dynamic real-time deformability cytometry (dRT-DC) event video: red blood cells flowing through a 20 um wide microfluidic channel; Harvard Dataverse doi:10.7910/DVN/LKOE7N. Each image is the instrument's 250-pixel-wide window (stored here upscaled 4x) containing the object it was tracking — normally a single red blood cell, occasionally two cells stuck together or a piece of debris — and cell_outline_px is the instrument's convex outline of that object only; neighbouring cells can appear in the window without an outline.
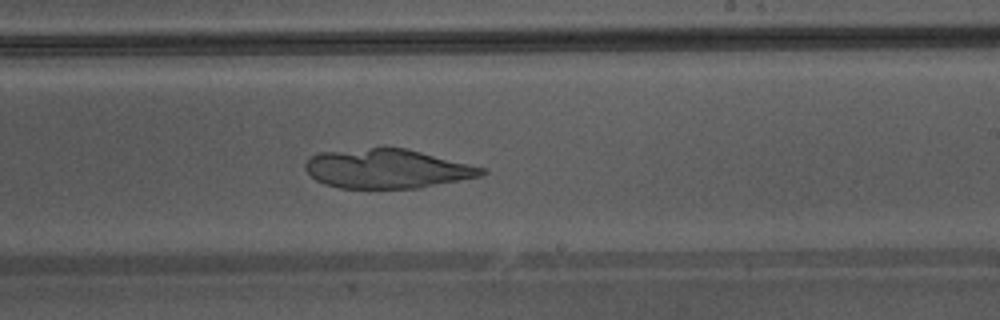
{"species": "Egyptian fruit bat (a non-hibernating species)", "species_latin": "Rousettus aegyptiacus", "temperature_condition": "warm", "stored_images_in_passage": 42, "camera_frame_rate_fps": 3000, "um_per_image_px": 0.085, "animal": {"sex": "male"}, "frame": {"image": 1, "passage_image": 24, "time_ms": 7.667, "image_size_px": [1000, 320], "cell_outline_px": [[488, 172], [480, 176], [420, 188], [340, 188], [324, 184], [316, 180], [304, 168], [304, 164], [312, 156], [320, 152], [384, 144], [404, 148], [484, 168]], "centroid_in_image_um": [32.84, 14.31], "position_along_channel_um": 256.2, "area_um2": 40.81}}